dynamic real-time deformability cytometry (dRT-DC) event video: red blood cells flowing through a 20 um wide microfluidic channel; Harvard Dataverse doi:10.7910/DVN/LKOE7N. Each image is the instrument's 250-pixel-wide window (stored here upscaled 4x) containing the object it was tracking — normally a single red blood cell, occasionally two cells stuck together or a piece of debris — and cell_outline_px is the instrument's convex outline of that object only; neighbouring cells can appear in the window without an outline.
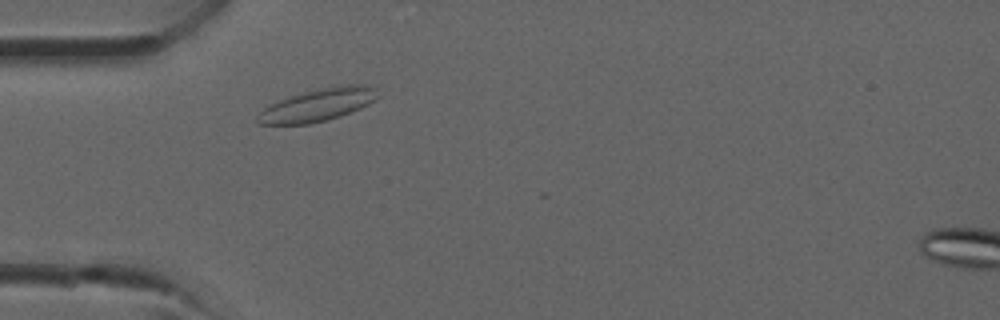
{"species": "common noctule bat (a hibernating species)", "species_latin": "Nyctalus noctula", "temperature_condition": "room temperature", "stored_images_in_passage": 21, "camera_frame_rate_fps": 3000, "um_per_image_px": 0.085, "animal": {"sex": "male", "forearm_length_mm": 52.5}, "frame": {"image": 1, "passage_image": 5, "time_ms": 1.333, "image_size_px": [1000, 320], "cell_outline_px": [[380, 96], [376, 100], [360, 108], [340, 116], [328, 120], [308, 124], [260, 124], [256, 120], [260, 112], [268, 104], [276, 100], [304, 92], [320, 88], [348, 84], [368, 84], [376, 88]], "centroid_in_image_um": [27.05, 8.9], "position_along_channel_um": 58.0, "area_um2": 22.95}}
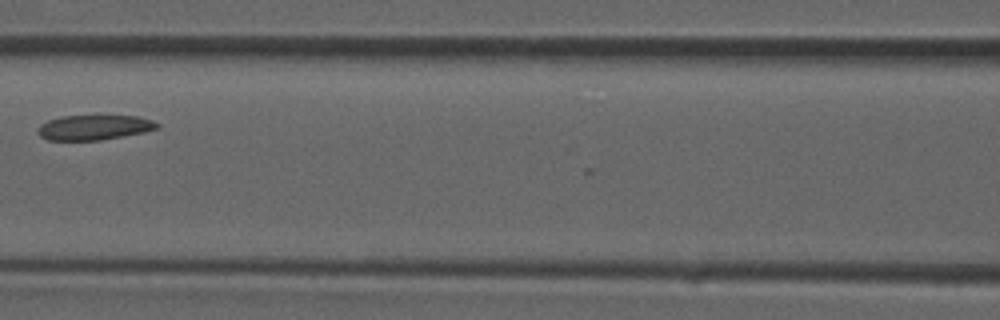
{"frame": {"image": 2, "passage_image": 11, "time_ms": 3.333, "image_size_px": [1000, 320], "cell_outline_px": [[160, 128], [144, 132], [100, 140], [48, 140], [40, 136], [36, 128], [40, 124], [48, 120], [60, 116], [96, 112], [140, 116], [152, 120], [160, 124]], "centroid_in_image_um": [8.03, 10.76], "position_along_channel_um": 158.6, "area_um2": 18.55}}
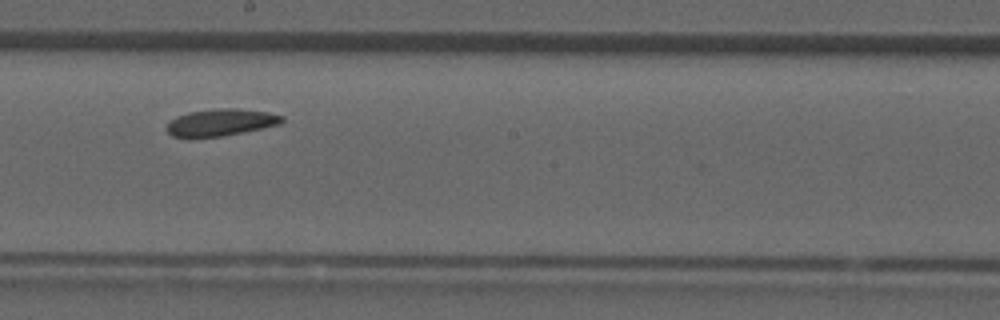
{"frame": {"image": 3, "passage_image": 15, "time_ms": 4.667, "image_size_px": [1000, 320], "cell_outline_px": [[284, 120], [280, 124], [220, 136], [188, 140], [172, 136], [164, 128], [176, 116], [188, 112], [224, 108], [232, 108], [268, 112], [284, 116]], "centroid_in_image_um": [18.68, 10.43], "position_along_channel_um": 229.5, "area_um2": 18.26}}